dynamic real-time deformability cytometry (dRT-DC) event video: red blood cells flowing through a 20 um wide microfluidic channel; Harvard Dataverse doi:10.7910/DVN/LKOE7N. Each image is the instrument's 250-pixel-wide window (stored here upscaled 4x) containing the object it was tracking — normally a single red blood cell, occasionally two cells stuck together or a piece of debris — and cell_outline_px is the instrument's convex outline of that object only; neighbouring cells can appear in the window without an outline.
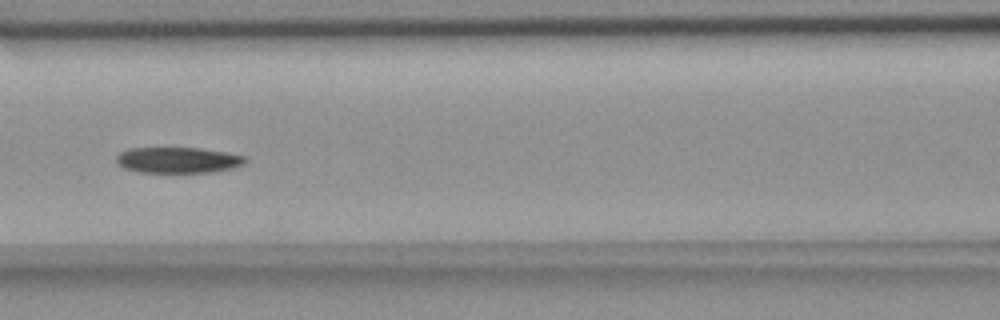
{"species": "common noctule bat (a hibernating species)", "species_latin": "Nyctalus noctula", "temperature_condition": "room temperature", "stored_images_in_passage": 9, "camera_frame_rate_fps": 3000, "um_per_image_px": 0.085, "animal": {"sex": "female", "body_mass_g": 18.4}, "frame": {"image": 1, "passage_image": 7, "time_ms": 6.667, "image_size_px": [1000, 320], "cell_outline_px": [[248, 160], [244, 164], [232, 168], [212, 172], [140, 172], [124, 168], [116, 160], [116, 156], [120, 152], [128, 148], [200, 148], [228, 152], [244, 156]], "centroid_in_image_um": [15.15, 13.6], "position_along_channel_um": 151.4, "area_um2": 19.42}}
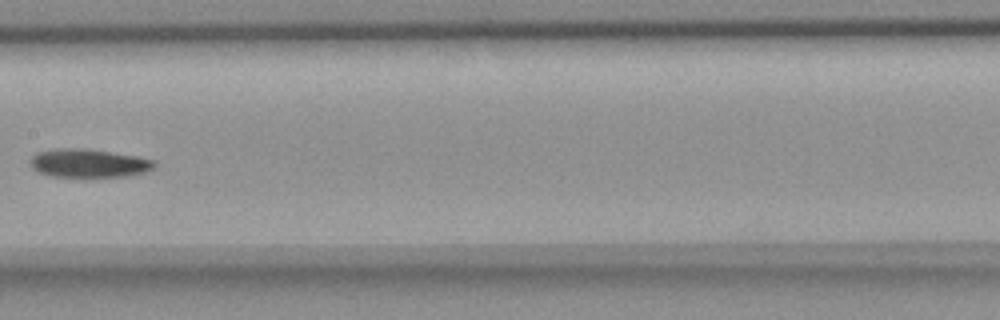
{"frame": {"image": 2, "passage_image": 8, "time_ms": 8.0, "image_size_px": [1000, 320], "cell_outline_px": [[156, 164], [152, 168], [144, 172], [124, 176], [48, 176], [32, 168], [28, 160], [36, 152], [56, 148], [84, 148], [136, 156], [156, 160]], "centroid_in_image_um": [7.49, 13.85], "position_along_channel_um": 199.9, "area_um2": 20.46}}
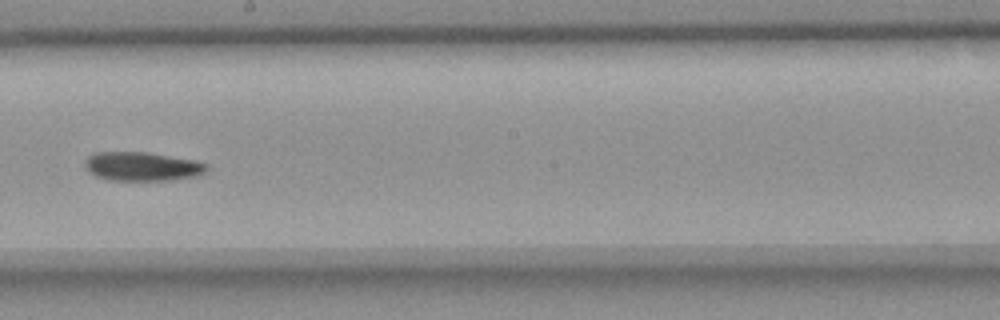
{"frame": {"image": 3, "passage_image": 9, "time_ms": 9.0, "image_size_px": [1000, 320], "cell_outline_px": [[208, 168], [204, 172], [196, 176], [168, 180], [108, 180], [96, 176], [88, 172], [84, 164], [84, 160], [88, 156], [96, 152], [148, 152], [192, 160], [208, 164]], "centroid_in_image_um": [12.03, 14.14], "position_along_channel_um": 236.2, "area_um2": 20.46}}